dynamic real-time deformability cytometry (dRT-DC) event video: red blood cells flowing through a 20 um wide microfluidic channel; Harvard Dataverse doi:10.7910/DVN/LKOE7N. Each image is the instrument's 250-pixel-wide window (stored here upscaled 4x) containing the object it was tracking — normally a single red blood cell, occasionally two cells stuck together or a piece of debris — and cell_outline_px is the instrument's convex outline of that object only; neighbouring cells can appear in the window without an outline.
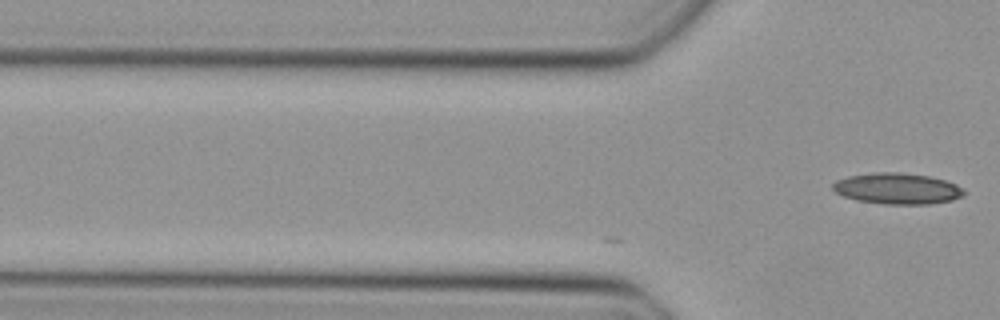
{"species": "Egyptian fruit bat (a non-hibernating species)", "species_latin": "Rousettus aegyptiacus", "temperature_condition": "cold", "stored_images_in_passage": 5, "camera_frame_rate_fps": 3000, "um_per_image_px": 0.085, "animal": {"sex": "female"}, "frame": {"image": 1, "passage_image": 5, "time_ms": 1.333, "image_size_px": [1000, 320], "cell_outline_px": [[964, 192], [960, 196], [952, 200], [928, 204], [884, 204], [856, 200], [844, 196], [836, 192], [832, 188], [832, 184], [836, 180], [848, 176], [872, 172], [896, 172], [928, 176], [944, 180], [956, 184]], "centroid_in_image_um": [76.21, 16.02], "position_along_channel_um": 49.6, "area_um2": 23.52}}